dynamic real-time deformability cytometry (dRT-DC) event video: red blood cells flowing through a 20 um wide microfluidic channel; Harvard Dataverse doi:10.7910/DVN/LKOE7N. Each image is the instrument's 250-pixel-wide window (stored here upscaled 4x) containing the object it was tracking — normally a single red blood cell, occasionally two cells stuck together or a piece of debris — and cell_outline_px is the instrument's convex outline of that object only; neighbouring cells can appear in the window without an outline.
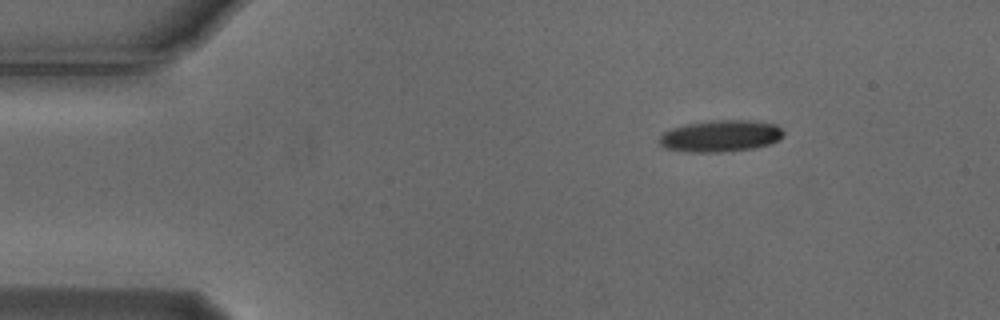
{"species": "Egyptian fruit bat (a non-hibernating species)", "species_latin": "Rousettus aegyptiacus", "temperature_condition": "cold", "stored_images_in_passage": 40, "camera_frame_rate_fps": 3000, "um_per_image_px": 0.085, "animal": {"sex": "male"}, "frame": {"image": 1, "passage_image": 1, "time_ms": 0.0, "image_size_px": [1000, 320], "cell_outline_px": [[784, 136], [768, 144], [752, 148], [720, 152], [692, 152], [664, 148], [660, 144], [660, 136], [664, 132], [672, 128], [684, 124], [708, 120], [752, 120], [776, 124], [784, 132]], "centroid_in_image_um": [61.24, 11.54], "position_along_channel_um": 23.8, "area_um2": 22.89}}
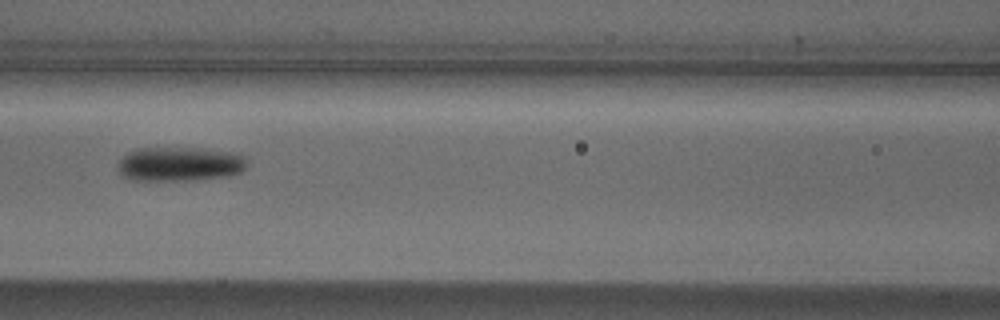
{"frame": {"image": 2, "passage_image": 17, "time_ms": 5.333, "image_size_px": [1000, 320], "cell_outline_px": [[244, 168], [240, 172], [224, 176], [192, 180], [136, 180], [124, 176], [116, 168], [116, 164], [128, 152], [136, 148], [200, 148], [240, 152], [244, 156]], "centroid_in_image_um": [15.25, 13.92], "position_along_channel_um": 151.3, "area_um2": 25.78}}
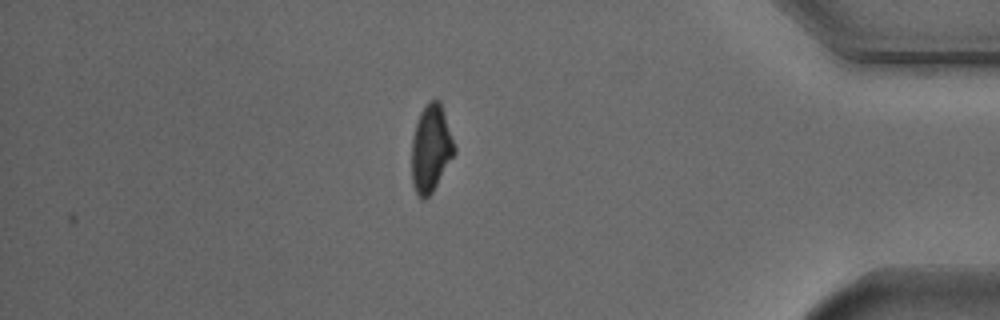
{"frame": {"image": 3, "passage_image": 40, "time_ms": 13.0, "image_size_px": [1000, 320], "cell_outline_px": [[456, 152], [432, 192], [424, 200], [420, 200], [412, 184], [412, 140], [416, 124], [420, 112], [428, 100], [440, 100], [456, 148]], "centroid_in_image_um": [36.62, 12.62], "position_along_channel_um": 398.6, "area_um2": 21.68}, "authors_computed_cell_mechanics": {"area_um2": 24.1026, "velocity_mm_per_s": 3.7362, "shape_relaxation_time_tau1_ms": 3.3851, "shape_relaxation_time_tau2_ms": null, "deformation_change_tau1": 0.1183, "deformation_change_tau2": null}}